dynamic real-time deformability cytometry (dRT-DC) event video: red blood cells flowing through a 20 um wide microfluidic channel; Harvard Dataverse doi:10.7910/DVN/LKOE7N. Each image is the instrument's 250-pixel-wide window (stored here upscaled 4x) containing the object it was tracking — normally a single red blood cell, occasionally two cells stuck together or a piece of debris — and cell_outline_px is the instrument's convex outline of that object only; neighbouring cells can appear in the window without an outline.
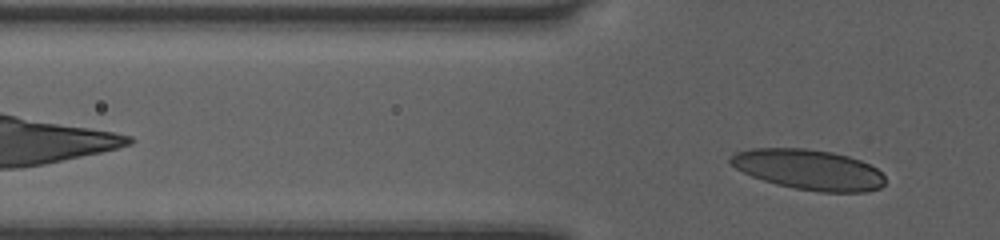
{"species": "human", "species_latin": "Homo sapiens", "temperature_condition": "room temperature", "stored_images_in_passage": 5, "camera_frame_rate_fps": 3000, "um_per_image_px": 0.085, "donor": {"sex": "female"}, "frame": {"image": 1, "passage_image": 5, "time_ms": 1.333, "image_size_px": [1000, 240], "cell_outline_px": [[884, 184], [880, 188], [868, 192], [820, 192], [796, 188], [776, 184], [752, 176], [736, 168], [728, 160], [728, 156], [736, 152], [752, 148], [804, 148], [832, 152], [848, 156], [860, 160], [876, 168], [884, 176]], "centroid_in_image_um": [68.74, 14.41], "position_along_channel_um": 57.1, "area_um2": 36.24}}